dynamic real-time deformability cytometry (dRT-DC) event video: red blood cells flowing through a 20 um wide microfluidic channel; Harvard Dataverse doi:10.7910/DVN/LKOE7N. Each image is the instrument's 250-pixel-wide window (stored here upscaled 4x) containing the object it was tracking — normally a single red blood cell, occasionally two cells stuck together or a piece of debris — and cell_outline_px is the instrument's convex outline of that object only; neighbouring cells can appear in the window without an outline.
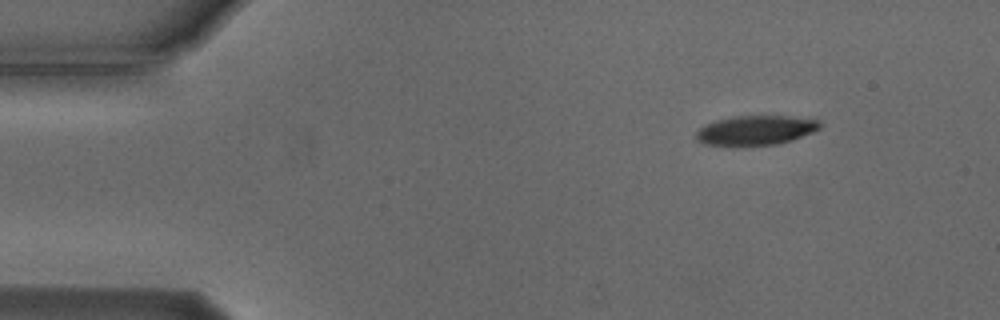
{"species": "Egyptian fruit bat (a non-hibernating species)", "species_latin": "Rousettus aegyptiacus", "temperature_condition": "cold", "stored_images_in_passage": 49, "camera_frame_rate_fps": 3000, "um_per_image_px": 0.085, "animal": {"sex": "male"}, "frame": {"image": 1, "passage_image": 1, "time_ms": 0.0, "image_size_px": [1000, 320], "cell_outline_px": [[820, 128], [812, 132], [792, 140], [776, 144], [736, 148], [704, 144], [696, 140], [696, 132], [704, 124], [716, 120], [732, 116], [788, 116], [820, 120]], "centroid_in_image_um": [64.16, 11.11], "position_along_channel_um": 20.8, "area_um2": 21.91}}
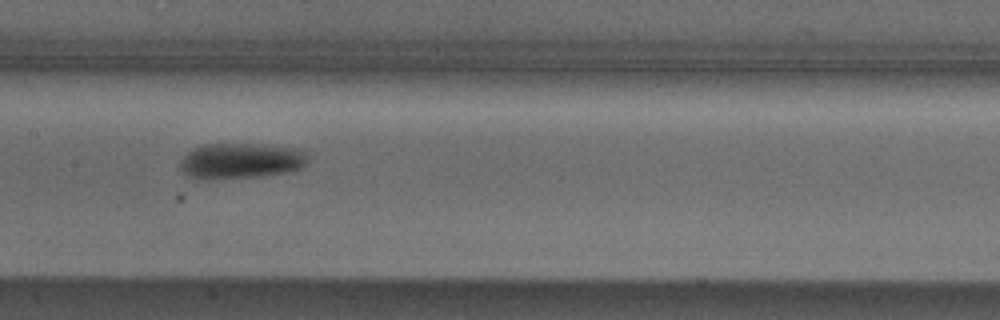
{"frame": {"image": 2, "passage_image": 21, "time_ms": 6.667, "image_size_px": [1000, 320], "cell_outline_px": [[308, 164], [300, 168], [288, 172], [260, 176], [204, 180], [192, 176], [184, 172], [180, 168], [180, 164], [184, 156], [192, 148], [204, 144], [264, 144], [296, 148], [308, 152]], "centroid_in_image_um": [20.52, 13.66], "position_along_channel_um": 186.9, "area_um2": 26.7}}
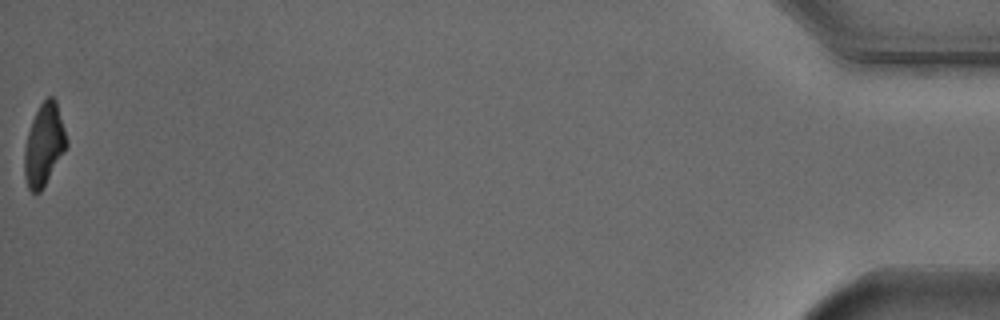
{"frame": {"image": 3, "passage_image": 49, "time_ms": 16.0, "image_size_px": [1000, 320], "cell_outline_px": [[68, 144], [64, 152], [44, 188], [40, 192], [32, 192], [28, 188], [24, 176], [24, 152], [28, 132], [32, 120], [40, 104], [48, 96], [52, 96], [56, 100], [68, 140]], "centroid_in_image_um": [3.75, 12.32], "position_along_channel_um": 431.5, "area_um2": 20.17}, "authors_computed_cell_mechanics": {"area_um2": 23.409, "velocity_mm_per_s": 3.7414, "shape_relaxation_time_tau1_ms": 2.2299, "shape_relaxation_time_tau2_ms": null, "deformation_change_tau1": 0.1169, "deformation_change_tau2": null}}